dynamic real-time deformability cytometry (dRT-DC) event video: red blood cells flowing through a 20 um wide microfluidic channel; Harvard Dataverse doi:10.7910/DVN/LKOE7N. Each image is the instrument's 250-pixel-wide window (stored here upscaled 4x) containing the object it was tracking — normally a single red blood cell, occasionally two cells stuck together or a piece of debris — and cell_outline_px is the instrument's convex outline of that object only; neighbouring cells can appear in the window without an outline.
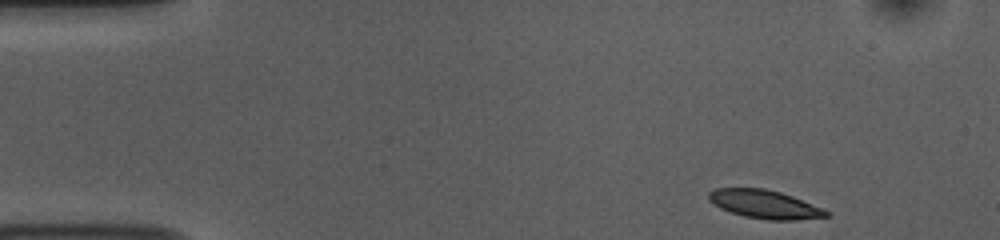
{"species": "common noctule bat (a hibernating species)", "species_latin": "Nyctalus noctula", "temperature_condition": "room temperature", "stored_images_in_passage": 48, "camera_frame_rate_fps": 3000, "um_per_image_px": 0.085, "animal": {"sex": "female", "body_mass_g": 10.0, "forearm_length_mm": 53.1}, "frame": {"image": 1, "passage_image": 1, "time_ms": 0.0, "image_size_px": [1000, 240], "cell_outline_px": [[832, 216], [796, 220], [768, 220], [744, 216], [720, 208], [712, 204], [708, 200], [708, 192], [716, 188], [764, 188], [780, 192], [792, 196], [820, 208], [828, 212]], "centroid_in_image_um": [64.95, 17.36], "position_along_channel_um": 20.0, "area_um2": 19.36}}
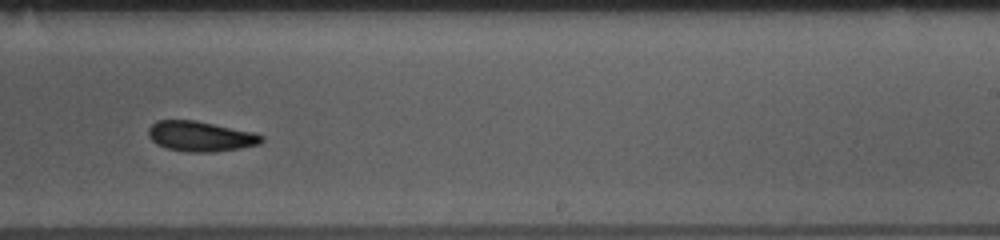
{"frame": {"image": 2, "passage_image": 28, "time_ms": 9.0, "image_size_px": [1000, 240], "cell_outline_px": [[264, 140], [260, 144], [240, 148], [212, 152], [188, 152], [168, 148], [156, 144], [148, 136], [148, 128], [156, 120], [196, 120], [252, 132], [264, 136]], "centroid_in_image_um": [17.03, 11.58], "position_along_channel_um": 272.0, "area_um2": 19.88}}
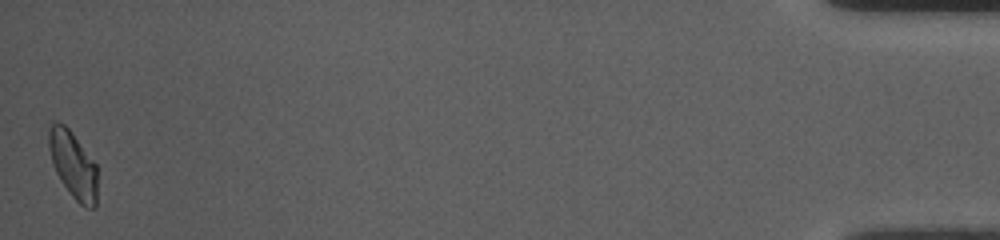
{"frame": {"image": 3, "passage_image": 48, "time_ms": 15.667, "image_size_px": [1000, 240], "cell_outline_px": [[96, 208], [84, 208], [72, 196], [60, 180], [52, 164], [48, 148], [48, 128], [52, 124], [64, 124], [72, 132], [96, 164]], "centroid_in_image_um": [6.2, 14.03], "position_along_channel_um": 429.0, "area_um2": 18.84}, "authors_computed_cell_mechanics": {"area_um2": 19.9121, "velocity_mm_per_s": 3.7361, "shape_relaxation_time_tau1_ms": 4.1426, "shape_relaxation_time_tau2_ms": 10.6048, "deformation_change_tau1": 0.1024, "deformation_change_tau2": 0.1571}}